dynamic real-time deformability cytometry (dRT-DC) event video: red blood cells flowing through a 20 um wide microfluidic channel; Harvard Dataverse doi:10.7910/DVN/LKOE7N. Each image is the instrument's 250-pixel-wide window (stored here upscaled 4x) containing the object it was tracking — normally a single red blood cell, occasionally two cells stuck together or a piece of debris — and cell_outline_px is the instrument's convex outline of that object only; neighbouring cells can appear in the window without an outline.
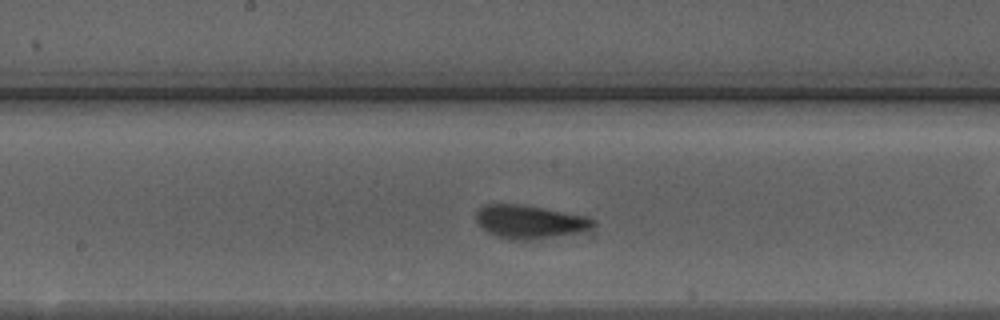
{"species": "Egyptian fruit bat (a non-hibernating species)", "species_latin": "Rousettus aegyptiacus", "temperature_condition": "warm", "stored_images_in_passage": 30, "camera_frame_rate_fps": 3000, "um_per_image_px": 0.085, "animal": {"sex": "male"}, "frame": {"image": 1, "passage_image": 17, "time_ms": 5.333, "image_size_px": [1000, 320], "cell_outline_px": [[596, 224], [584, 232], [520, 240], [508, 240], [496, 236], [488, 232], [476, 220], [476, 212], [484, 204], [524, 204], [588, 216], [596, 220]], "centroid_in_image_um": [45.06, 18.83], "position_along_channel_um": 203.1, "area_um2": 22.77}, "authors_computed_cell_mechanics": {"area_um2": 21.2704, "velocity_mm_per_s": 4.2528, "shape_relaxation_time_tau1_ms": 2.4703, "shape_relaxation_time_tau2_ms": 1.2422, "deformation_change_tau1": 0.1026, "deformation_change_tau2": 0.0488}}